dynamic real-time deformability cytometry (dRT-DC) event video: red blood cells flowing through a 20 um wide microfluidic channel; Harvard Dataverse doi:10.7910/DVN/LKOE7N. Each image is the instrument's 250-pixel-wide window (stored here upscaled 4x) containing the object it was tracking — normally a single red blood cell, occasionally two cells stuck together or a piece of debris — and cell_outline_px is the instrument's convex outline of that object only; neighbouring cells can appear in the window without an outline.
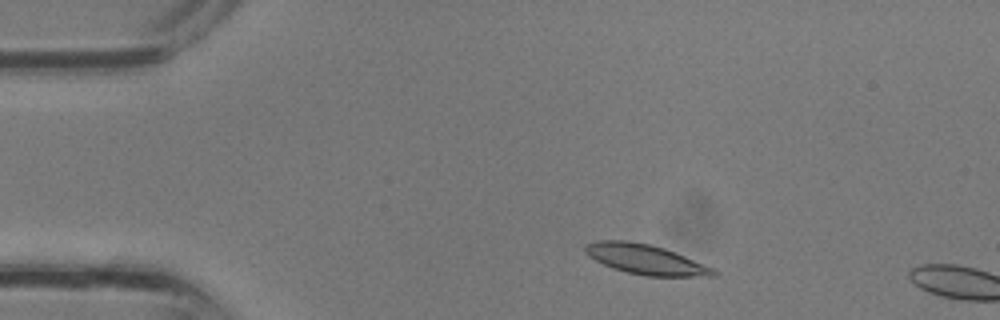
{"species": "common noctule bat (a hibernating species)", "species_latin": "Nyctalus noctula", "temperature_condition": "room temperature", "stored_images_in_passage": 5, "camera_frame_rate_fps": 3000, "um_per_image_px": 0.085, "animal": {"sex": "male", "body_mass_g": 13.3}, "frame": {"image": 1, "passage_image": 3, "time_ms": 0.667, "image_size_px": [1000, 320], "cell_outline_px": [[716, 276], [644, 276], [612, 268], [588, 256], [584, 252], [584, 244], [596, 240], [628, 240], [648, 244], [664, 248], [684, 256], [712, 268], [716, 272]], "centroid_in_image_um": [54.8, 22.03], "position_along_channel_um": 30.2, "area_um2": 22.14}}